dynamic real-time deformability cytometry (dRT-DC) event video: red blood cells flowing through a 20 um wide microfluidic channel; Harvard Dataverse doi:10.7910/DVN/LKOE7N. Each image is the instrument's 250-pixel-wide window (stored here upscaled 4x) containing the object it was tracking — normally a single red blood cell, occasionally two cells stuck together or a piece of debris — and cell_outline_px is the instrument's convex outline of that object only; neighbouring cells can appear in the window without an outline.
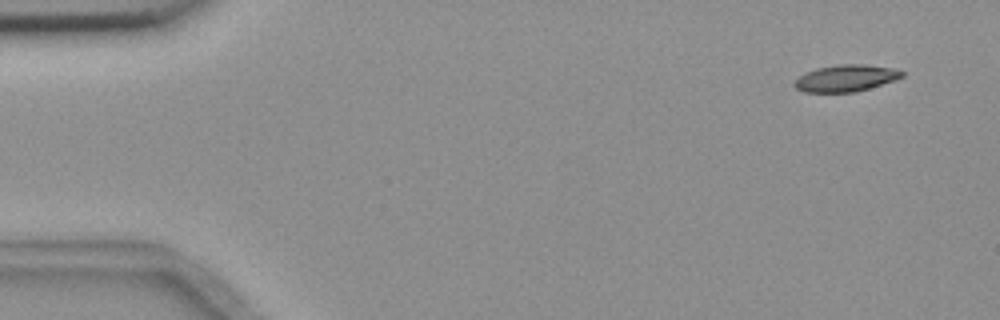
{"species": "common noctule bat (a hibernating species)", "species_latin": "Nyctalus noctula", "temperature_condition": "room temperature", "stored_images_in_passage": 7, "camera_frame_rate_fps": 3000, "um_per_image_px": 0.085, "animal": {"sex": "female", "body_mass_g": 18.4}, "frame": {"image": 1, "passage_image": 2, "time_ms": 1.0, "image_size_px": [1000, 320], "cell_outline_px": [[904, 76], [856, 92], [804, 92], [796, 88], [792, 84], [800, 76], [816, 68], [836, 64], [864, 64], [892, 68], [904, 72]], "centroid_in_image_um": [71.86, 6.64], "position_along_channel_um": 13.1, "area_um2": 16.53}}
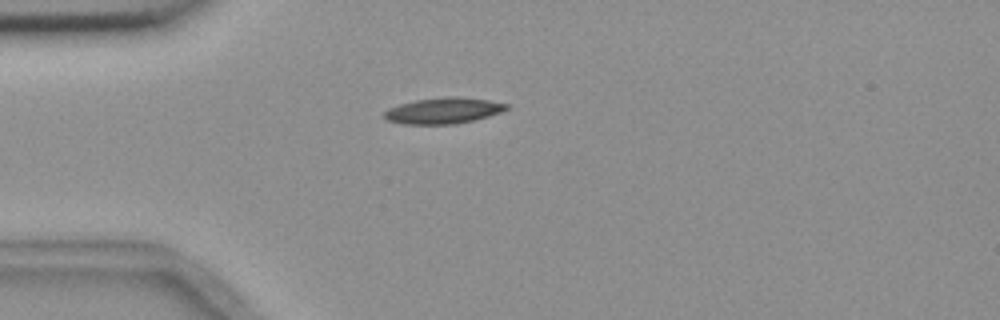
{"frame": {"image": 2, "passage_image": 5, "time_ms": 4.667, "image_size_px": [1000, 320], "cell_outline_px": [[508, 108], [500, 112], [488, 116], [472, 120], [452, 124], [404, 124], [388, 120], [384, 116], [384, 112], [388, 108], [400, 104], [416, 100], [452, 96], [456, 96], [488, 100], [508, 104]], "centroid_in_image_um": [37.67, 9.4], "position_along_channel_um": 47.3, "area_um2": 18.21}}